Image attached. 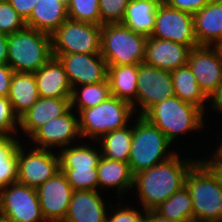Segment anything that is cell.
I'll list each match as a JSON object with an SVG mask.
<instances>
[{"instance_id":"obj_1","label":"cell","mask_w":222,"mask_h":222,"mask_svg":"<svg viewBox=\"0 0 222 222\" xmlns=\"http://www.w3.org/2000/svg\"><path fill=\"white\" fill-rule=\"evenodd\" d=\"M193 160V161H192ZM197 159H181L177 154L145 171L134 174L139 201L144 210H155L185 186V179Z\"/></svg>"},{"instance_id":"obj_2","label":"cell","mask_w":222,"mask_h":222,"mask_svg":"<svg viewBox=\"0 0 222 222\" xmlns=\"http://www.w3.org/2000/svg\"><path fill=\"white\" fill-rule=\"evenodd\" d=\"M204 113L201 108L173 96L154 104L142 116L173 143L179 135L203 127Z\"/></svg>"},{"instance_id":"obj_3","label":"cell","mask_w":222,"mask_h":222,"mask_svg":"<svg viewBox=\"0 0 222 222\" xmlns=\"http://www.w3.org/2000/svg\"><path fill=\"white\" fill-rule=\"evenodd\" d=\"M128 164L133 174L145 171L176 154L165 134L142 115L136 117Z\"/></svg>"},{"instance_id":"obj_4","label":"cell","mask_w":222,"mask_h":222,"mask_svg":"<svg viewBox=\"0 0 222 222\" xmlns=\"http://www.w3.org/2000/svg\"><path fill=\"white\" fill-rule=\"evenodd\" d=\"M52 55L51 35L25 27L8 35V62L14 72H37Z\"/></svg>"},{"instance_id":"obj_5","label":"cell","mask_w":222,"mask_h":222,"mask_svg":"<svg viewBox=\"0 0 222 222\" xmlns=\"http://www.w3.org/2000/svg\"><path fill=\"white\" fill-rule=\"evenodd\" d=\"M185 187L193 202V222H222V190L199 160L189 170Z\"/></svg>"},{"instance_id":"obj_6","label":"cell","mask_w":222,"mask_h":222,"mask_svg":"<svg viewBox=\"0 0 222 222\" xmlns=\"http://www.w3.org/2000/svg\"><path fill=\"white\" fill-rule=\"evenodd\" d=\"M147 36L122 23L101 26V56L107 66L134 65L144 62Z\"/></svg>"},{"instance_id":"obj_7","label":"cell","mask_w":222,"mask_h":222,"mask_svg":"<svg viewBox=\"0 0 222 222\" xmlns=\"http://www.w3.org/2000/svg\"><path fill=\"white\" fill-rule=\"evenodd\" d=\"M133 112L130 103L115 96L109 97L95 107L80 110L78 121L81 138L89 136L96 141L113 130L124 128L129 125Z\"/></svg>"},{"instance_id":"obj_8","label":"cell","mask_w":222,"mask_h":222,"mask_svg":"<svg viewBox=\"0 0 222 222\" xmlns=\"http://www.w3.org/2000/svg\"><path fill=\"white\" fill-rule=\"evenodd\" d=\"M52 55L100 54L101 26L67 19L51 34Z\"/></svg>"},{"instance_id":"obj_9","label":"cell","mask_w":222,"mask_h":222,"mask_svg":"<svg viewBox=\"0 0 222 222\" xmlns=\"http://www.w3.org/2000/svg\"><path fill=\"white\" fill-rule=\"evenodd\" d=\"M0 217L8 222L46 221L37 189L18 182L0 189Z\"/></svg>"},{"instance_id":"obj_10","label":"cell","mask_w":222,"mask_h":222,"mask_svg":"<svg viewBox=\"0 0 222 222\" xmlns=\"http://www.w3.org/2000/svg\"><path fill=\"white\" fill-rule=\"evenodd\" d=\"M20 144L17 148V182L38 188L60 171L59 154L49 149L33 148L27 152Z\"/></svg>"},{"instance_id":"obj_11","label":"cell","mask_w":222,"mask_h":222,"mask_svg":"<svg viewBox=\"0 0 222 222\" xmlns=\"http://www.w3.org/2000/svg\"><path fill=\"white\" fill-rule=\"evenodd\" d=\"M151 37L170 40L190 49L198 45L195 36L193 14L160 3L156 9L154 30Z\"/></svg>"},{"instance_id":"obj_12","label":"cell","mask_w":222,"mask_h":222,"mask_svg":"<svg viewBox=\"0 0 222 222\" xmlns=\"http://www.w3.org/2000/svg\"><path fill=\"white\" fill-rule=\"evenodd\" d=\"M175 96L171 72L148 65L138 66L136 105L137 115H143L151 106Z\"/></svg>"},{"instance_id":"obj_13","label":"cell","mask_w":222,"mask_h":222,"mask_svg":"<svg viewBox=\"0 0 222 222\" xmlns=\"http://www.w3.org/2000/svg\"><path fill=\"white\" fill-rule=\"evenodd\" d=\"M187 65L201 91L210 99L222 82V54L217 46L199 45L191 48Z\"/></svg>"},{"instance_id":"obj_14","label":"cell","mask_w":222,"mask_h":222,"mask_svg":"<svg viewBox=\"0 0 222 222\" xmlns=\"http://www.w3.org/2000/svg\"><path fill=\"white\" fill-rule=\"evenodd\" d=\"M73 192V188L61 170L39 186L37 193L44 219L50 222H63Z\"/></svg>"},{"instance_id":"obj_15","label":"cell","mask_w":222,"mask_h":222,"mask_svg":"<svg viewBox=\"0 0 222 222\" xmlns=\"http://www.w3.org/2000/svg\"><path fill=\"white\" fill-rule=\"evenodd\" d=\"M62 63L72 86L96 84L107 80L108 66L101 54H62Z\"/></svg>"},{"instance_id":"obj_16","label":"cell","mask_w":222,"mask_h":222,"mask_svg":"<svg viewBox=\"0 0 222 222\" xmlns=\"http://www.w3.org/2000/svg\"><path fill=\"white\" fill-rule=\"evenodd\" d=\"M76 137H81L79 121L73 108L65 114L54 118L41 126L29 140H32L37 149H50L53 147L64 148L71 146ZM39 146V147H37Z\"/></svg>"},{"instance_id":"obj_17","label":"cell","mask_w":222,"mask_h":222,"mask_svg":"<svg viewBox=\"0 0 222 222\" xmlns=\"http://www.w3.org/2000/svg\"><path fill=\"white\" fill-rule=\"evenodd\" d=\"M190 50L180 43L148 36L144 63L172 71L187 65Z\"/></svg>"},{"instance_id":"obj_18","label":"cell","mask_w":222,"mask_h":222,"mask_svg":"<svg viewBox=\"0 0 222 222\" xmlns=\"http://www.w3.org/2000/svg\"><path fill=\"white\" fill-rule=\"evenodd\" d=\"M70 108V98L39 97L32 107L19 118V127L23 130V135L26 134L30 138L41 126L62 116Z\"/></svg>"},{"instance_id":"obj_19","label":"cell","mask_w":222,"mask_h":222,"mask_svg":"<svg viewBox=\"0 0 222 222\" xmlns=\"http://www.w3.org/2000/svg\"><path fill=\"white\" fill-rule=\"evenodd\" d=\"M105 202L100 190L74 191L63 222H106Z\"/></svg>"},{"instance_id":"obj_20","label":"cell","mask_w":222,"mask_h":222,"mask_svg":"<svg viewBox=\"0 0 222 222\" xmlns=\"http://www.w3.org/2000/svg\"><path fill=\"white\" fill-rule=\"evenodd\" d=\"M34 75L39 97H71L72 86L58 58L53 56Z\"/></svg>"},{"instance_id":"obj_21","label":"cell","mask_w":222,"mask_h":222,"mask_svg":"<svg viewBox=\"0 0 222 222\" xmlns=\"http://www.w3.org/2000/svg\"><path fill=\"white\" fill-rule=\"evenodd\" d=\"M198 45L216 46L222 40V0H211L193 14Z\"/></svg>"},{"instance_id":"obj_22","label":"cell","mask_w":222,"mask_h":222,"mask_svg":"<svg viewBox=\"0 0 222 222\" xmlns=\"http://www.w3.org/2000/svg\"><path fill=\"white\" fill-rule=\"evenodd\" d=\"M69 0H37L26 27L51 35L68 19Z\"/></svg>"},{"instance_id":"obj_23","label":"cell","mask_w":222,"mask_h":222,"mask_svg":"<svg viewBox=\"0 0 222 222\" xmlns=\"http://www.w3.org/2000/svg\"><path fill=\"white\" fill-rule=\"evenodd\" d=\"M98 187L101 190L106 188H117V198L125 195L126 191L133 188L134 174L130 165L123 161H115L109 158L100 157L98 166ZM119 194V195H118ZM122 194V195H120ZM121 196V197H120Z\"/></svg>"},{"instance_id":"obj_24","label":"cell","mask_w":222,"mask_h":222,"mask_svg":"<svg viewBox=\"0 0 222 222\" xmlns=\"http://www.w3.org/2000/svg\"><path fill=\"white\" fill-rule=\"evenodd\" d=\"M138 66L139 64L108 66L107 74V79L110 83L111 95L130 103L133 107L134 113L137 112L135 106Z\"/></svg>"},{"instance_id":"obj_25","label":"cell","mask_w":222,"mask_h":222,"mask_svg":"<svg viewBox=\"0 0 222 222\" xmlns=\"http://www.w3.org/2000/svg\"><path fill=\"white\" fill-rule=\"evenodd\" d=\"M8 99L15 114L20 118L39 99L34 73L14 72Z\"/></svg>"},{"instance_id":"obj_26","label":"cell","mask_w":222,"mask_h":222,"mask_svg":"<svg viewBox=\"0 0 222 222\" xmlns=\"http://www.w3.org/2000/svg\"><path fill=\"white\" fill-rule=\"evenodd\" d=\"M159 4L157 0H130L122 24L134 32L151 36Z\"/></svg>"},{"instance_id":"obj_27","label":"cell","mask_w":222,"mask_h":222,"mask_svg":"<svg viewBox=\"0 0 222 222\" xmlns=\"http://www.w3.org/2000/svg\"><path fill=\"white\" fill-rule=\"evenodd\" d=\"M170 72L175 96L182 101L201 108L204 111V103L210 101L201 91L198 82L196 81V77L192 73L190 67L185 65Z\"/></svg>"},{"instance_id":"obj_28","label":"cell","mask_w":222,"mask_h":222,"mask_svg":"<svg viewBox=\"0 0 222 222\" xmlns=\"http://www.w3.org/2000/svg\"><path fill=\"white\" fill-rule=\"evenodd\" d=\"M132 137L133 125H127L124 128L113 130L103 135L99 140H97L99 142L95 141V144H101V156L104 158L128 163Z\"/></svg>"},{"instance_id":"obj_29","label":"cell","mask_w":222,"mask_h":222,"mask_svg":"<svg viewBox=\"0 0 222 222\" xmlns=\"http://www.w3.org/2000/svg\"><path fill=\"white\" fill-rule=\"evenodd\" d=\"M155 211L173 221L193 222V202L185 186L158 206Z\"/></svg>"},{"instance_id":"obj_30","label":"cell","mask_w":222,"mask_h":222,"mask_svg":"<svg viewBox=\"0 0 222 222\" xmlns=\"http://www.w3.org/2000/svg\"><path fill=\"white\" fill-rule=\"evenodd\" d=\"M78 88H72L70 97L71 108L77 106V111L95 107L112 96L108 79L96 84L80 85Z\"/></svg>"},{"instance_id":"obj_31","label":"cell","mask_w":222,"mask_h":222,"mask_svg":"<svg viewBox=\"0 0 222 222\" xmlns=\"http://www.w3.org/2000/svg\"><path fill=\"white\" fill-rule=\"evenodd\" d=\"M18 137L0 136V189L17 182Z\"/></svg>"},{"instance_id":"obj_32","label":"cell","mask_w":222,"mask_h":222,"mask_svg":"<svg viewBox=\"0 0 222 222\" xmlns=\"http://www.w3.org/2000/svg\"><path fill=\"white\" fill-rule=\"evenodd\" d=\"M80 144L64 147L60 150V167L98 166L101 150L93 149L84 143Z\"/></svg>"},{"instance_id":"obj_33","label":"cell","mask_w":222,"mask_h":222,"mask_svg":"<svg viewBox=\"0 0 222 222\" xmlns=\"http://www.w3.org/2000/svg\"><path fill=\"white\" fill-rule=\"evenodd\" d=\"M74 191H98L97 166L60 167Z\"/></svg>"},{"instance_id":"obj_34","label":"cell","mask_w":222,"mask_h":222,"mask_svg":"<svg viewBox=\"0 0 222 222\" xmlns=\"http://www.w3.org/2000/svg\"><path fill=\"white\" fill-rule=\"evenodd\" d=\"M68 18L101 26L99 0H69Z\"/></svg>"},{"instance_id":"obj_35","label":"cell","mask_w":222,"mask_h":222,"mask_svg":"<svg viewBox=\"0 0 222 222\" xmlns=\"http://www.w3.org/2000/svg\"><path fill=\"white\" fill-rule=\"evenodd\" d=\"M26 27L25 20L7 0L0 1V33L10 35Z\"/></svg>"},{"instance_id":"obj_36","label":"cell","mask_w":222,"mask_h":222,"mask_svg":"<svg viewBox=\"0 0 222 222\" xmlns=\"http://www.w3.org/2000/svg\"><path fill=\"white\" fill-rule=\"evenodd\" d=\"M130 0H99L101 26L122 23Z\"/></svg>"},{"instance_id":"obj_37","label":"cell","mask_w":222,"mask_h":222,"mask_svg":"<svg viewBox=\"0 0 222 222\" xmlns=\"http://www.w3.org/2000/svg\"><path fill=\"white\" fill-rule=\"evenodd\" d=\"M17 126H19V117L15 114L12 103L8 97L0 96V136L14 137Z\"/></svg>"},{"instance_id":"obj_38","label":"cell","mask_w":222,"mask_h":222,"mask_svg":"<svg viewBox=\"0 0 222 222\" xmlns=\"http://www.w3.org/2000/svg\"><path fill=\"white\" fill-rule=\"evenodd\" d=\"M141 213L138 209L133 206L132 208H123L120 205L116 210L113 211L111 216L106 217V222H147V211L142 209ZM143 214V215H142ZM109 217V218H108Z\"/></svg>"},{"instance_id":"obj_39","label":"cell","mask_w":222,"mask_h":222,"mask_svg":"<svg viewBox=\"0 0 222 222\" xmlns=\"http://www.w3.org/2000/svg\"><path fill=\"white\" fill-rule=\"evenodd\" d=\"M211 0H167L166 4L174 9L195 14Z\"/></svg>"},{"instance_id":"obj_40","label":"cell","mask_w":222,"mask_h":222,"mask_svg":"<svg viewBox=\"0 0 222 222\" xmlns=\"http://www.w3.org/2000/svg\"><path fill=\"white\" fill-rule=\"evenodd\" d=\"M14 71L8 64H0V96L8 97Z\"/></svg>"},{"instance_id":"obj_41","label":"cell","mask_w":222,"mask_h":222,"mask_svg":"<svg viewBox=\"0 0 222 222\" xmlns=\"http://www.w3.org/2000/svg\"><path fill=\"white\" fill-rule=\"evenodd\" d=\"M18 14L26 21L37 3V0H7Z\"/></svg>"},{"instance_id":"obj_42","label":"cell","mask_w":222,"mask_h":222,"mask_svg":"<svg viewBox=\"0 0 222 222\" xmlns=\"http://www.w3.org/2000/svg\"><path fill=\"white\" fill-rule=\"evenodd\" d=\"M215 177L219 187L222 190V159H217L215 156L211 160H199Z\"/></svg>"},{"instance_id":"obj_43","label":"cell","mask_w":222,"mask_h":222,"mask_svg":"<svg viewBox=\"0 0 222 222\" xmlns=\"http://www.w3.org/2000/svg\"><path fill=\"white\" fill-rule=\"evenodd\" d=\"M8 62V35L0 33V64Z\"/></svg>"},{"instance_id":"obj_44","label":"cell","mask_w":222,"mask_h":222,"mask_svg":"<svg viewBox=\"0 0 222 222\" xmlns=\"http://www.w3.org/2000/svg\"><path fill=\"white\" fill-rule=\"evenodd\" d=\"M209 108L215 109L216 112L220 111L222 113V82L218 87L216 93L209 99Z\"/></svg>"},{"instance_id":"obj_45","label":"cell","mask_w":222,"mask_h":222,"mask_svg":"<svg viewBox=\"0 0 222 222\" xmlns=\"http://www.w3.org/2000/svg\"><path fill=\"white\" fill-rule=\"evenodd\" d=\"M147 222H180V221H173L168 218L162 217L159 213L155 210H147Z\"/></svg>"},{"instance_id":"obj_46","label":"cell","mask_w":222,"mask_h":222,"mask_svg":"<svg viewBox=\"0 0 222 222\" xmlns=\"http://www.w3.org/2000/svg\"><path fill=\"white\" fill-rule=\"evenodd\" d=\"M216 151L213 154L217 159H222V141L219 143L218 147H216Z\"/></svg>"},{"instance_id":"obj_47","label":"cell","mask_w":222,"mask_h":222,"mask_svg":"<svg viewBox=\"0 0 222 222\" xmlns=\"http://www.w3.org/2000/svg\"><path fill=\"white\" fill-rule=\"evenodd\" d=\"M216 46L219 49L220 53L222 54V40Z\"/></svg>"},{"instance_id":"obj_48","label":"cell","mask_w":222,"mask_h":222,"mask_svg":"<svg viewBox=\"0 0 222 222\" xmlns=\"http://www.w3.org/2000/svg\"><path fill=\"white\" fill-rule=\"evenodd\" d=\"M159 3H166L167 0H157Z\"/></svg>"},{"instance_id":"obj_49","label":"cell","mask_w":222,"mask_h":222,"mask_svg":"<svg viewBox=\"0 0 222 222\" xmlns=\"http://www.w3.org/2000/svg\"><path fill=\"white\" fill-rule=\"evenodd\" d=\"M0 222H8L6 219L0 217Z\"/></svg>"}]
</instances>
